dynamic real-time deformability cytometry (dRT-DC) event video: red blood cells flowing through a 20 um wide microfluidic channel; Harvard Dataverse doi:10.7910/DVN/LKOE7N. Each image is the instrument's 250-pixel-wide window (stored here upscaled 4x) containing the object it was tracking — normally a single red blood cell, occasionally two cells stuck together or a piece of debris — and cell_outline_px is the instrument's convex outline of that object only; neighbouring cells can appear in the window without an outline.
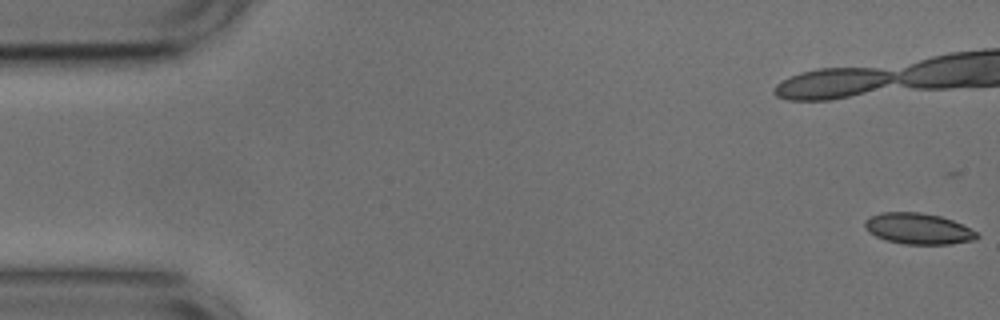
{"species": "common noctule bat (a hibernating species)", "species_latin": "Nyctalus noctula", "temperature_condition": "cold", "stored_images_in_passage": 54, "camera_frame_rate_fps": 3000, "um_per_image_px": 0.085, "animal": {"sex": "male", "body_mass_g": 17.9, "forearm_length_mm": 54.2}, "frame": {"image": 1, "passage_image": 1, "time_ms": 0.0, "image_size_px": [1000, 320], "cell_outline_px": [[980, 236], [976, 240], [952, 244], [904, 244], [888, 240], [876, 236], [868, 232], [864, 228], [864, 220], [880, 212], [920, 212], [940, 216], [952, 220], [976, 232]], "centroid_in_image_um": [78.04, 19.44], "position_along_channel_um": 7.0, "area_um2": 20.23}, "authors_computed_cell_mechanics": {"area_um2": 20.519, "velocity_mm_per_s": 3.7485, "shape_relaxation_time_tau1_ms": null, "shape_relaxation_time_tau2_ms": 1.9443, "deformation_change_tau1": null, "deformation_change_tau2": 0.0792}}